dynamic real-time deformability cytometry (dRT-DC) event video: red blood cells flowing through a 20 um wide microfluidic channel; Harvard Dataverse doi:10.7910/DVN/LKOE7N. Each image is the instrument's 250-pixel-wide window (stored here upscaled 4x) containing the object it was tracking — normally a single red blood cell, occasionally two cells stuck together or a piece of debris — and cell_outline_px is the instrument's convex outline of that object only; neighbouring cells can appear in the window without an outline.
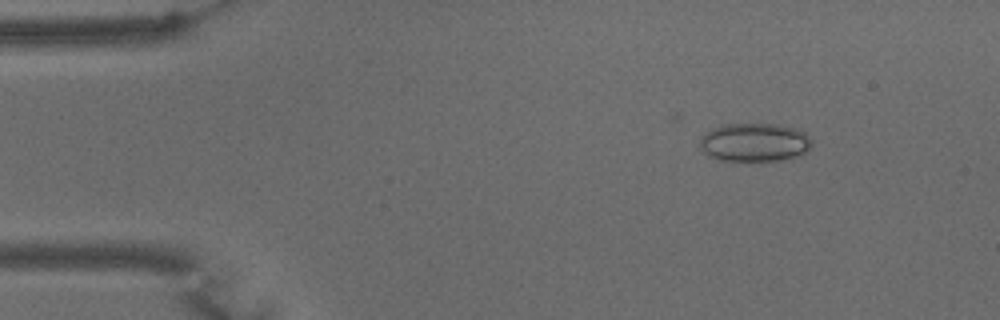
{"species": "common noctule bat (a hibernating species)", "species_latin": "Nyctalus noctula", "temperature_condition": "warm", "stored_images_in_passage": 14, "camera_frame_rate_fps": 3000, "um_per_image_px": 0.085, "animal": {"sex": "male", "body_mass_g": 15.6}, "frame": {"image": 1, "passage_image": 7, "time_ms": 2.0, "image_size_px": [1000, 320], "cell_outline_px": [[812, 144], [808, 152], [796, 156], [780, 160], [744, 164], [720, 160], [708, 156], [700, 148], [700, 136], [712, 128], [724, 124], [780, 124], [796, 128], [804, 132], [812, 140]], "centroid_in_image_um": [64.12, 12.14], "position_along_channel_um": 20.9, "area_um2": 26.13}}